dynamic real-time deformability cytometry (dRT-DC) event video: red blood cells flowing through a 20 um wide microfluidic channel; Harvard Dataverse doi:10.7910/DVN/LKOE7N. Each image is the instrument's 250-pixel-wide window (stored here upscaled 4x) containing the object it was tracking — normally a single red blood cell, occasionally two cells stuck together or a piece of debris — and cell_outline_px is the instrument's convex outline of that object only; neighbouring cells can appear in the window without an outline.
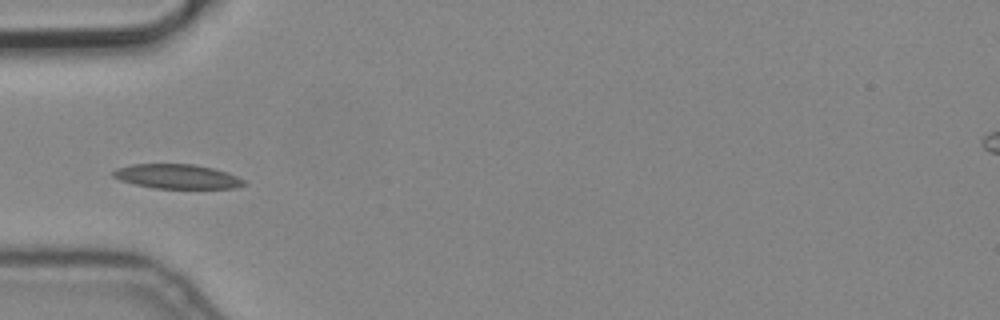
{"species": "common noctule bat (a hibernating species)", "species_latin": "Nyctalus noctula", "temperature_condition": "cold", "stored_images_in_passage": 7, "camera_frame_rate_fps": 3000, "um_per_image_px": 0.085, "animal": {"sex": "male", "body_mass_g": 19.2, "forearm_length_mm": 51.8}, "frame": {"image": 1, "passage_image": 5, "time_ms": 1.333, "image_size_px": [1000, 320], "cell_outline_px": [[248, 184], [232, 188], [152, 188], [120, 180], [112, 176], [112, 172], [116, 168], [132, 164], [192, 164], [212, 168], [236, 176], [244, 180]], "centroid_in_image_um": [15.02, 15.0], "position_along_channel_um": 70.0, "area_um2": 18.44}}
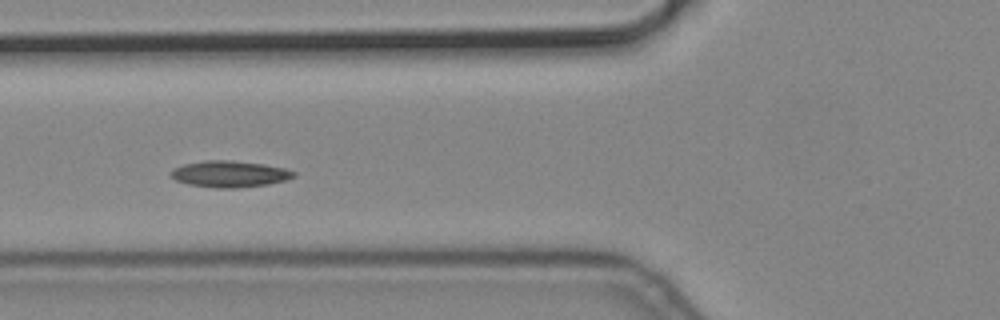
{"frame": {"image": 2, "passage_image": 6, "time_ms": 1.667, "image_size_px": [1000, 320], "cell_outline_px": [[296, 176], [288, 180], [268, 184], [236, 188], [216, 188], [188, 184], [176, 180], [172, 176], [172, 168], [184, 164], [204, 160], [232, 160], [264, 164], [284, 168], [296, 172]], "centroid_in_image_um": [19.55, 14.78], "position_along_channel_um": 106.2, "area_um2": 18.96}}
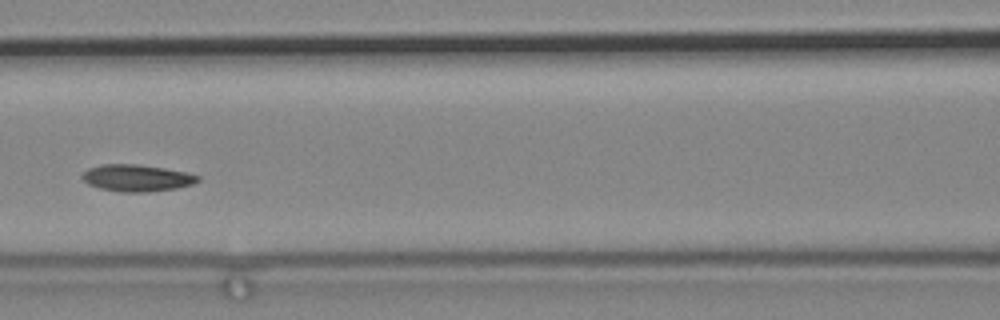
{"frame": {"image": 3, "passage_image": 7, "time_ms": 2.0, "image_size_px": [1000, 320], "cell_outline_px": [[200, 180], [192, 184], [176, 188], [148, 192], [120, 192], [100, 188], [88, 184], [80, 176], [88, 168], [100, 164], [136, 164], [164, 168], [184, 172], [200, 176]], "centroid_in_image_um": [11.6, 15.13], "position_along_channel_um": 155.0, "area_um2": 18.03}}